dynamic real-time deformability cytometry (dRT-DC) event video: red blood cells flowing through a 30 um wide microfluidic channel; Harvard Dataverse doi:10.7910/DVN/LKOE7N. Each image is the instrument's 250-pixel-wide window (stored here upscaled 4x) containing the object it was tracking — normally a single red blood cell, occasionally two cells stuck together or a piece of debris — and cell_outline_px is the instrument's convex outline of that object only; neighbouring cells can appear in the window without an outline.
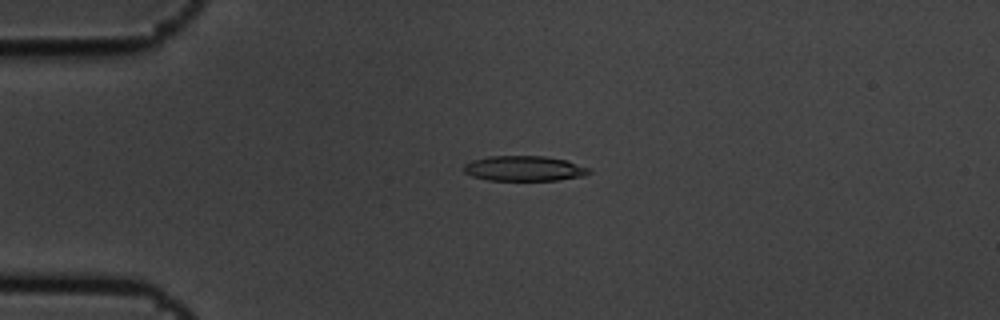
{"species": "common noctule bat (a hibernating species)", "species_latin": "Nyctalus noctula", "temperature_condition": "cold", "stored_images_in_passage": 6, "camera_frame_rate_fps": 3000, "um_per_image_px": 0.085, "animal": {"sex": "male", "body_mass_g": 19.5, "forearm_length_mm": 54.6}, "frame": {"image": 1, "passage_image": 4, "time_ms": 1.0, "image_size_px": [1000, 320], "cell_outline_px": [[592, 172], [584, 176], [560, 180], [488, 180], [472, 176], [464, 172], [464, 164], [472, 160], [488, 156], [544, 156], [568, 160], [592, 168]], "centroid_in_image_um": [44.61, 14.31], "position_along_channel_um": 40.4, "area_um2": 18.61}}
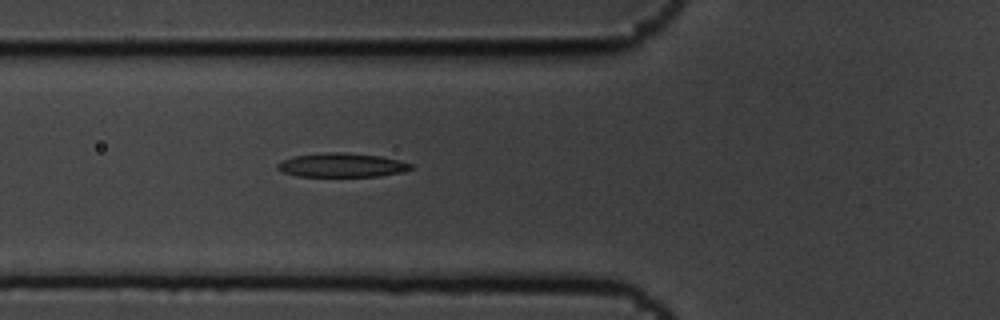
{"frame": {"image": 2, "passage_image": 6, "time_ms": 1.667, "image_size_px": [1000, 320], "cell_outline_px": [[412, 168], [404, 172], [380, 176], [296, 176], [284, 172], [276, 168], [276, 164], [280, 160], [292, 156], [324, 152], [344, 152], [380, 156], [400, 160], [412, 164]], "centroid_in_image_um": [29.03, 14.03], "position_along_channel_um": 96.8, "area_um2": 18.84}}